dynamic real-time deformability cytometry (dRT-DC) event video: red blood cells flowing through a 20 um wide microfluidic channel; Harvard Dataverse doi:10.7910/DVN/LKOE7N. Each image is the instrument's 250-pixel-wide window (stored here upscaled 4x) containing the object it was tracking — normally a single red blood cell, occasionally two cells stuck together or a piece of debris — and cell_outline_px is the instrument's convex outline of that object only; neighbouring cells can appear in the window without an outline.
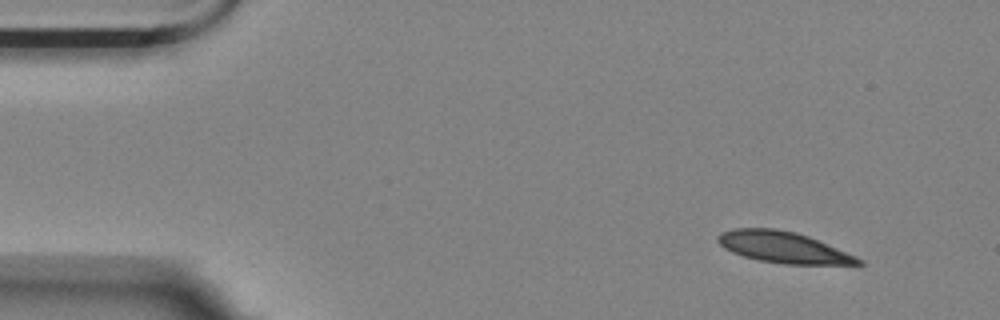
{"species": "Egyptian fruit bat (a non-hibernating species)", "species_latin": "Rousettus aegyptiacus", "temperature_condition": "room temperature", "stored_images_in_passage": 4, "camera_frame_rate_fps": 3000, "um_per_image_px": 0.085, "animal": {"sex": "female"}, "frame": {"image": 1, "passage_image": 1, "time_ms": 0.0, "image_size_px": [1000, 320], "cell_outline_px": [[864, 264], [784, 264], [756, 260], [732, 252], [724, 248], [716, 240], [716, 236], [720, 232], [736, 228], [776, 228], [796, 232], [808, 236], [856, 256], [864, 260]], "centroid_in_image_um": [66.54, 21.01], "position_along_channel_um": 18.5, "area_um2": 25.55}}
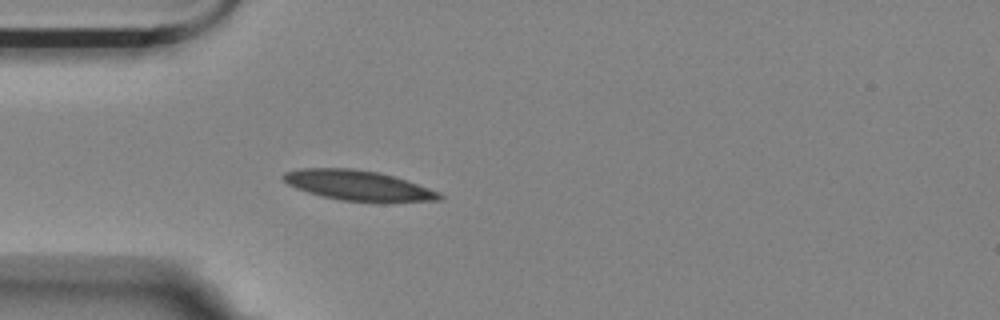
{"frame": {"image": 2, "passage_image": 4, "time_ms": 3.333, "image_size_px": [1000, 320], "cell_outline_px": [[444, 200], [388, 204], [376, 204], [340, 200], [308, 192], [296, 188], [288, 184], [280, 176], [284, 172], [300, 168], [352, 168], [380, 172], [440, 192], [444, 196]], "centroid_in_image_um": [30.52, 15.8], "position_along_channel_um": 54.5, "area_um2": 28.21}}